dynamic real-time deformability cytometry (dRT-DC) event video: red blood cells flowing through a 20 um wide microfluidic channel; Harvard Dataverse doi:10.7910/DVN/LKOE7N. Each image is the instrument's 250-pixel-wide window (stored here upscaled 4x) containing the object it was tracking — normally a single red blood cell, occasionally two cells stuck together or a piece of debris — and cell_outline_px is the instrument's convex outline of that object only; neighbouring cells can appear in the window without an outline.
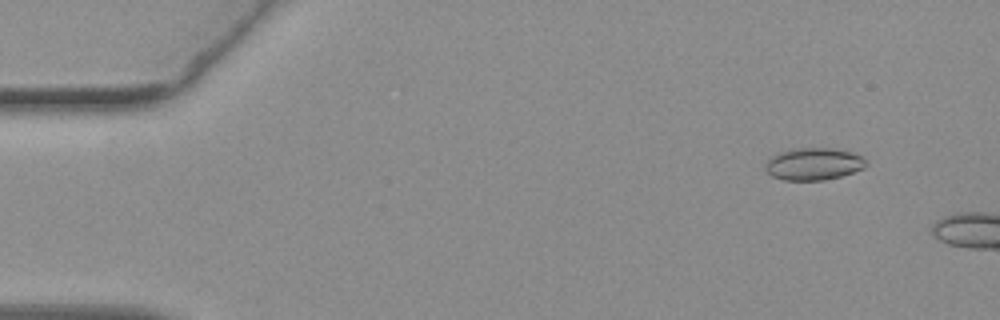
{"species": "common noctule bat (a hibernating species)", "species_latin": "Nyctalus noctula", "temperature_condition": "warm", "stored_images_in_passage": 11, "camera_frame_rate_fps": 3000, "um_per_image_px": 0.085, "animal": {"sex": "female", "body_mass_g": 19.3, "forearm_length_mm": 54.1}, "frame": {"image": 1, "passage_image": 5, "time_ms": 1.333, "image_size_px": [1000, 320], "cell_outline_px": [[868, 164], [864, 168], [840, 176], [824, 180], [784, 180], [772, 176], [764, 168], [764, 164], [772, 156], [780, 152], [792, 148], [832, 148], [852, 152], [868, 160]], "centroid_in_image_um": [69.16, 13.93], "position_along_channel_um": 15.8, "area_um2": 18.96}}